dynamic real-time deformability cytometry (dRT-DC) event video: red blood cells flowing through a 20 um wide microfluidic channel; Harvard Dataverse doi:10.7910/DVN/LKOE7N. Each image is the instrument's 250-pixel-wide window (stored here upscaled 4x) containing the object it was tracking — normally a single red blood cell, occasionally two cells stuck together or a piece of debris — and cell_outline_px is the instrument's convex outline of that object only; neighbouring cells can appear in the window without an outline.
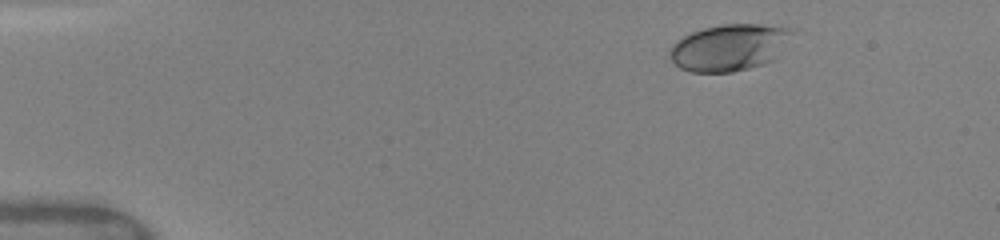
{"species": "human", "species_latin": "Homo sapiens", "temperature_condition": "warm", "stored_images_in_passage": 46, "camera_frame_rate_fps": 3000, "um_per_image_px": 0.085, "donor": {"sex": "female"}, "frame": {"image": 1, "passage_image": 3, "time_ms": 0.667, "image_size_px": [1000, 240], "cell_outline_px": [[796, 32], [772, 60], [764, 64], [732, 72], [692, 72], [680, 68], [668, 56], [668, 52], [676, 40], [692, 32], [704, 28], [724, 24], [760, 24], [796, 28]], "centroid_in_image_um": [62.01, 4.02], "position_along_channel_um": 23.0, "area_um2": 33.35}}
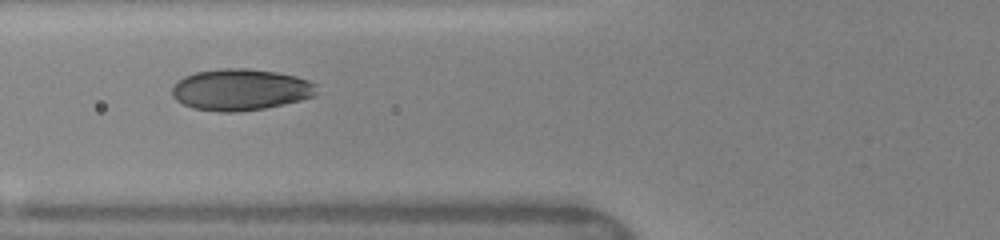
{"frame": {"image": 2, "passage_image": 16, "time_ms": 5.0, "image_size_px": [1000, 240], "cell_outline_px": [[316, 92], [312, 96], [300, 100], [284, 104], [264, 108], [232, 112], [220, 112], [192, 108], [176, 100], [172, 96], [172, 88], [184, 76], [196, 72], [224, 68], [244, 68], [276, 72], [296, 76], [308, 80], [316, 84]], "centroid_in_image_um": [20.43, 7.62], "position_along_channel_um": 105.4, "area_um2": 34.68}}
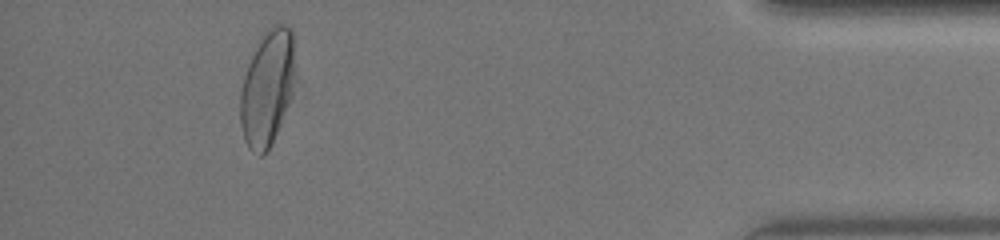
{"frame": {"image": 3, "passage_image": 42, "time_ms": 13.667, "image_size_px": [1000, 240], "cell_outline_px": [[292, 96], [276, 132], [264, 156], [260, 156], [252, 152], [248, 148], [244, 140], [240, 124], [240, 92], [244, 76], [256, 40], [264, 32], [276, 24], [284, 24], [292, 28]], "centroid_in_image_um": [22.66, 7.47], "position_along_channel_um": 412.5, "area_um2": 36.53}, "authors_computed_cell_mechanics": {"area_um2": 34.5644, "velocity_mm_per_s": 4.1084, "shape_relaxation_time_tau1_ms": 3.6119, "shape_relaxation_time_tau2_ms": null, "deformation_change_tau1": 0.171, "deformation_change_tau2": null}}